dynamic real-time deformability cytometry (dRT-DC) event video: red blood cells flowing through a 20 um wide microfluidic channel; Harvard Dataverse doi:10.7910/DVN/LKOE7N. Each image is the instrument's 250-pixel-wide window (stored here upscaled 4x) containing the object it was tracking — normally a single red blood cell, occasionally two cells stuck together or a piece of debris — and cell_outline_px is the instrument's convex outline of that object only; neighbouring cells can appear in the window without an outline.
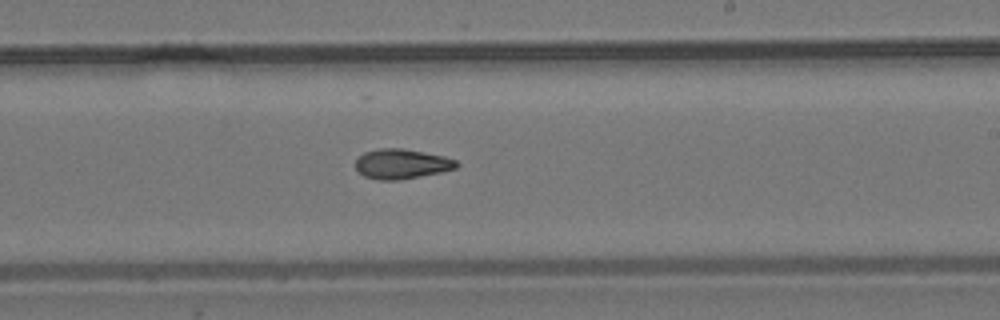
{"species": "common noctule bat (a hibernating species)", "species_latin": "Nyctalus noctula", "temperature_condition": "room temperature", "stored_images_in_passage": 9, "segment_of_instrument_passage": [2, 2], "camera_frame_rate_fps": 3000, "um_per_image_px": 0.085, "animal": {"sex": "male", "body_mass_g": 19.2, "forearm_length_mm": 51.8}, "frame": {"image": 1, "passage_image": 9, "time_ms": 17.0, "image_size_px": [1000, 320], "cell_outline_px": [[460, 164], [456, 168], [440, 172], [396, 180], [380, 180], [364, 176], [356, 168], [356, 160], [364, 152], [380, 148], [404, 148], [444, 156], [456, 160]], "centroid_in_image_um": [34.14, 13.92], "position_along_channel_um": 254.9, "area_um2": 17.4}}